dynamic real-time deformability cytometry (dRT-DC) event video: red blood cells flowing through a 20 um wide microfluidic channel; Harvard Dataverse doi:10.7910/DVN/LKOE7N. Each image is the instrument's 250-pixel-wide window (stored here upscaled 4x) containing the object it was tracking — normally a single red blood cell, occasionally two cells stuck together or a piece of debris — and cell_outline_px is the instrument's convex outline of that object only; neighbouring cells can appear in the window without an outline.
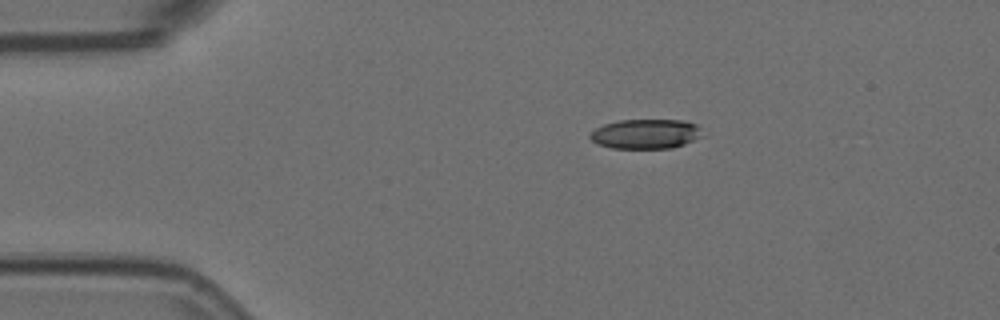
{"species": "Egyptian fruit bat (a non-hibernating species)", "species_latin": "Rousettus aegyptiacus", "temperature_condition": "room temperature", "stored_images_in_passage": 2, "camera_frame_rate_fps": 3000, "um_per_image_px": 0.085, "animal": {"sex": "female"}, "frame": {"image": 1, "passage_image": 1, "time_ms": 0.0, "image_size_px": [1000, 320], "cell_outline_px": [[704, 136], [684, 144], [672, 148], [612, 148], [600, 144], [592, 140], [588, 136], [596, 128], [604, 124], [620, 120], [684, 120], [696, 124], [700, 128]], "centroid_in_image_um": [54.93, 11.38], "position_along_channel_um": 30.1, "area_um2": 19.36}}